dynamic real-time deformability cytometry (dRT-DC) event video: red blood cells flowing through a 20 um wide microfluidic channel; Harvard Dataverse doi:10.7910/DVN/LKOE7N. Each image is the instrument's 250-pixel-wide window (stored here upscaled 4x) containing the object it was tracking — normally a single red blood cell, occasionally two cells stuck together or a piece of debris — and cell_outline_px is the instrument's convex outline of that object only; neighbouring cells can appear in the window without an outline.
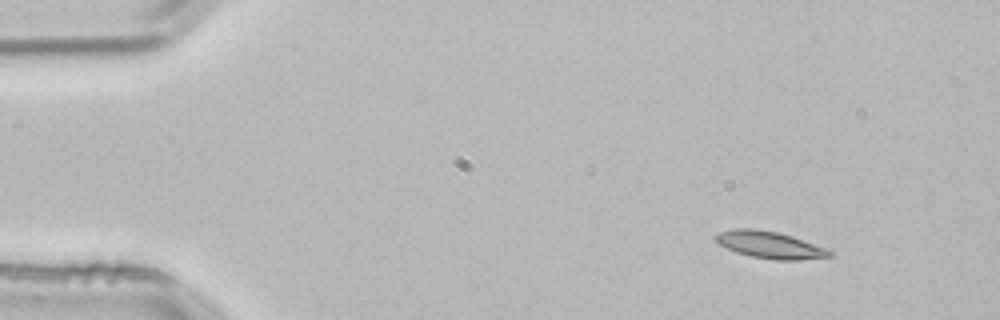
{"species": "common noctule bat (a hibernating species)", "species_latin": "Nyctalus noctula", "temperature_condition": "room temperature", "stored_images_in_passage": 2, "camera_frame_rate_fps": 3000, "um_per_image_px": 0.085, "animal": {"sex": "male", "body_mass_g": 21.5, "forearm_length_mm": 52.0}, "frame": {"image": 1, "passage_image": 1, "time_ms": 0.0, "image_size_px": [1000, 320], "cell_outline_px": [[832, 256], [796, 260], [776, 260], [752, 256], [736, 252], [720, 244], [712, 236], [720, 232], [732, 228], [752, 228], [776, 232], [792, 236], [828, 248], [832, 252]], "centroid_in_image_um": [65.44, 20.8], "position_along_channel_um": 19.6, "area_um2": 17.8}}
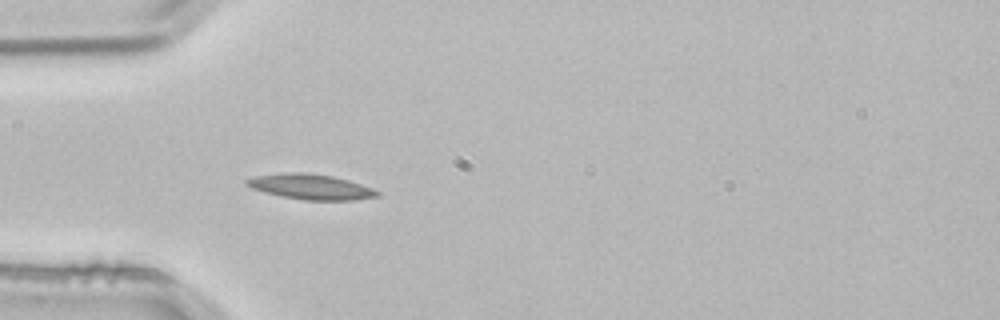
{"frame": {"image": 2, "passage_image": 2, "time_ms": 0.333, "image_size_px": [1000, 320], "cell_outline_px": [[380, 196], [356, 200], [304, 200], [280, 196], [264, 192], [252, 188], [244, 184], [244, 180], [256, 176], [288, 172], [308, 172], [332, 176], [348, 180], [372, 188], [380, 192]], "centroid_in_image_um": [26.41, 15.88], "position_along_channel_um": 58.6, "area_um2": 19.31}}